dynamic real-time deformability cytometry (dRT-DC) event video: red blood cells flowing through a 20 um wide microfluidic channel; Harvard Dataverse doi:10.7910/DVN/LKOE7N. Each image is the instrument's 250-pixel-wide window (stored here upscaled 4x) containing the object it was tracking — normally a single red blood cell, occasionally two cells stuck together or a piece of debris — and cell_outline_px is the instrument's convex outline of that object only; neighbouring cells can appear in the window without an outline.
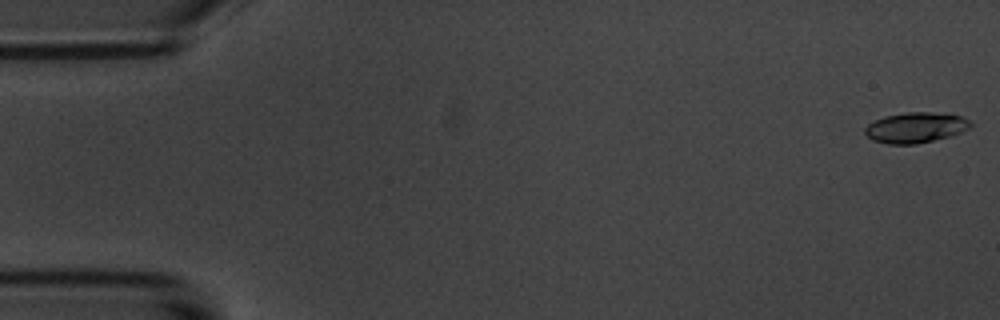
{"species": "common noctule bat (a hibernating species)", "species_latin": "Nyctalus noctula", "temperature_condition": "room temperature", "stored_images_in_passage": 56, "camera_frame_rate_fps": 3000, "um_per_image_px": 0.085, "animal": {"sex": "male", "body_mass_g": 20.1, "forearm_length_mm": 53.5}, "frame": {"image": 1, "passage_image": 1, "time_ms": 0.0, "image_size_px": [1000, 320], "cell_outline_px": [[972, 124], [968, 128], [960, 132], [948, 136], [916, 144], [888, 144], [872, 140], [864, 132], [864, 128], [868, 124], [884, 116], [908, 112], [928, 112], [960, 116], [968, 120]], "centroid_in_image_um": [77.77, 10.85], "position_along_channel_um": 7.2, "area_um2": 18.38}}
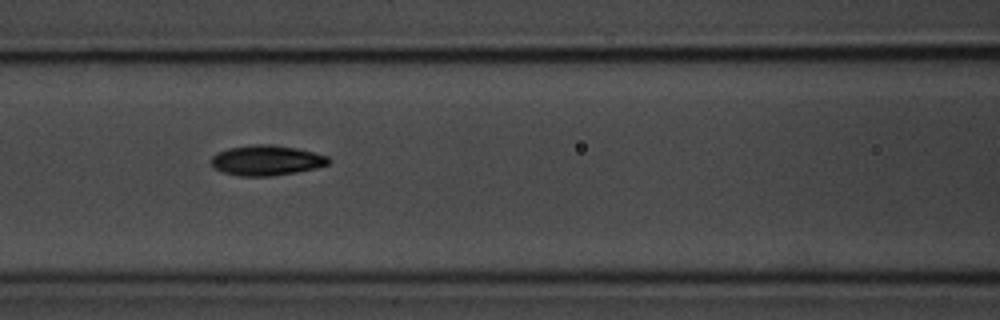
{"frame": {"image": 2, "passage_image": 24, "time_ms": 7.667, "image_size_px": [1000, 320], "cell_outline_px": [[332, 160], [328, 164], [316, 168], [296, 172], [272, 176], [240, 176], [224, 172], [216, 168], [208, 160], [216, 152], [228, 148], [256, 144], [272, 144], [296, 148], [328, 156]], "centroid_in_image_um": [22.64, 13.62], "position_along_channel_um": 144.0, "area_um2": 20.69}}
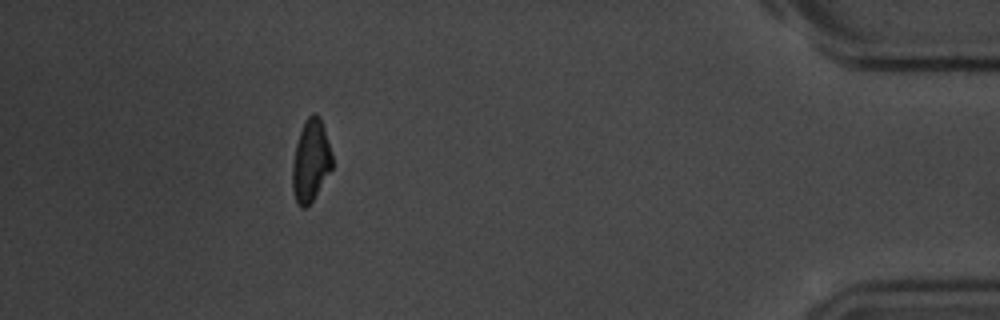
{"frame": {"image": 3, "passage_image": 51, "time_ms": 16.667, "image_size_px": [1000, 320], "cell_outline_px": [[332, 168], [312, 200], [304, 208], [300, 208], [296, 204], [292, 188], [292, 164], [296, 144], [300, 132], [308, 116], [312, 112], [316, 112], [320, 116], [332, 152]], "centroid_in_image_um": [26.4, 13.65], "position_along_channel_um": 408.8, "area_um2": 18.96}, "authors_computed_cell_mechanics": {"area_um2": 19.4497, "velocity_mm_per_s": 3.5591, "shape_relaxation_time_tau1_ms": 3.6465, "shape_relaxation_time_tau2_ms": 4.5897, "deformation_change_tau1": 0.1399, "deformation_change_tau2": 0.0987}}